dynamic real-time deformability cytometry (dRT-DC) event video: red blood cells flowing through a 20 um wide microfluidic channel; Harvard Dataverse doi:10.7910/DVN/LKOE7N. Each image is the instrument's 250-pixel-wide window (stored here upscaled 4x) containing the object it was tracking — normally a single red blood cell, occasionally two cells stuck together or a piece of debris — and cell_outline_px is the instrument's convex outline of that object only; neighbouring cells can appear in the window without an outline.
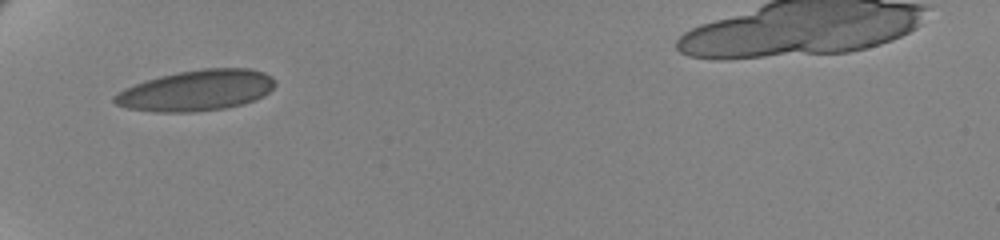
{"species": "human", "species_latin": "Homo sapiens", "temperature_condition": "cold", "stored_images_in_passage": 38, "camera_frame_rate_fps": 3000, "um_per_image_px": 0.085, "donor": {"sex": "female"}, "frame": {"image": 1, "passage_image": 1, "time_ms": 0.0, "image_size_px": [1000, 240], "cell_outline_px": [[276, 84], [264, 96], [256, 100], [244, 104], [224, 108], [192, 112], [156, 112], [128, 108], [116, 104], [112, 100], [112, 96], [124, 88], [160, 76], [180, 72], [204, 68], [252, 68], [264, 72], [272, 76], [276, 80]], "centroid_in_image_um": [16.74, 7.69], "position_along_channel_um": 68.3, "area_um2": 38.26}}
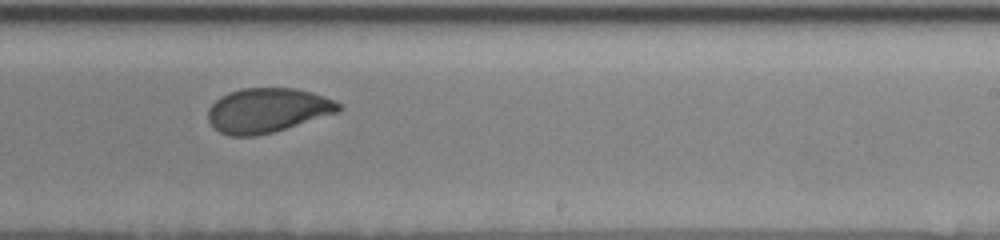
{"frame": {"image": 2, "passage_image": 19, "time_ms": 6.0, "image_size_px": [1000, 240], "cell_outline_px": [[344, 108], [340, 112], [272, 132], [256, 136], [228, 136], [220, 132], [208, 120], [208, 108], [220, 96], [228, 92], [240, 88], [296, 88], [312, 92], [324, 96], [340, 104]], "centroid_in_image_um": [22.74, 9.37], "position_along_channel_um": 266.3, "area_um2": 33.93}}
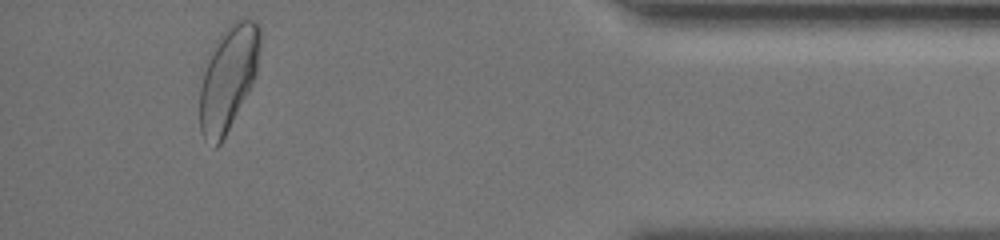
{"frame": {"image": 3, "passage_image": 35, "time_ms": 11.333, "image_size_px": [1000, 240], "cell_outline_px": [[260, 44], [256, 72], [252, 84], [248, 92], [220, 144], [216, 148], [204, 140], [200, 132], [200, 68], [208, 52], [224, 28], [228, 24], [240, 16], [244, 16], [256, 20], [260, 28]], "centroid_in_image_um": [19.35, 6.55], "position_along_channel_um": 415.8, "area_um2": 37.69}, "authors_computed_cell_mechanics": {"area_um2": 34.7956, "velocity_mm_per_s": 3.4469, "shape_relaxation_time_tau1_ms": 3.6456, "shape_relaxation_time_tau2_ms": 1.2464, "deformation_change_tau1": 0.1268, "deformation_change_tau2": 0.0558}}